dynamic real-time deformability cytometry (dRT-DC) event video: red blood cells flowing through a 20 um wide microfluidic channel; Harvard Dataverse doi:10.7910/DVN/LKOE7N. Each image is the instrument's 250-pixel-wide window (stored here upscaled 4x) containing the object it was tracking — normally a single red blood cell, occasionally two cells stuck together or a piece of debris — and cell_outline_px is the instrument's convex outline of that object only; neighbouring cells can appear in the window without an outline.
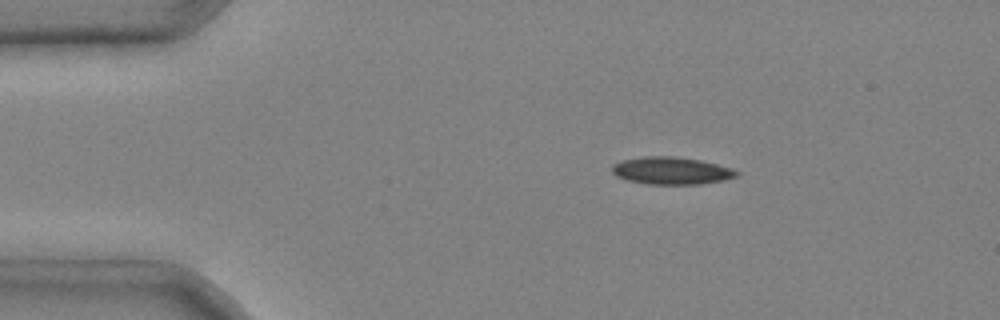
{"species": "common noctule bat (a hibernating species)", "species_latin": "Nyctalus noctula", "temperature_condition": "cold", "stored_images_in_passage": 3, "camera_frame_rate_fps": 3000, "um_per_image_px": 0.085, "animal": {"sex": "male", "body_mass_g": 20.4}, "frame": {"image": 1, "passage_image": 1, "time_ms": 0.0, "image_size_px": [1000, 320], "cell_outline_px": [[740, 176], [724, 180], [700, 184], [644, 184], [628, 180], [616, 176], [612, 172], [612, 164], [620, 160], [644, 156], [672, 156], [700, 160], [732, 168], [740, 172]], "centroid_in_image_um": [57.07, 14.51], "position_along_channel_um": 27.9, "area_um2": 20.06}}
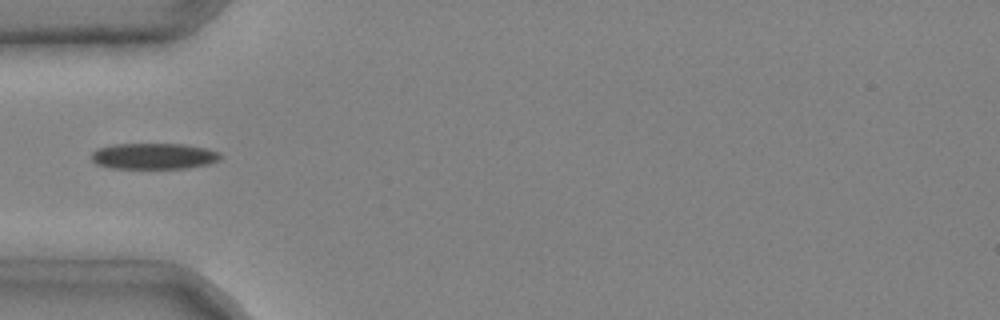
{"frame": {"image": 2, "passage_image": 2, "time_ms": 0.333, "image_size_px": [1000, 320], "cell_outline_px": [[224, 156], [220, 160], [208, 164], [184, 168], [112, 168], [96, 164], [92, 160], [92, 152], [96, 148], [112, 144], [184, 144], [204, 148], [220, 152]], "centroid_in_image_um": [13.07, 13.26], "position_along_channel_um": 71.9, "area_um2": 19.65}}